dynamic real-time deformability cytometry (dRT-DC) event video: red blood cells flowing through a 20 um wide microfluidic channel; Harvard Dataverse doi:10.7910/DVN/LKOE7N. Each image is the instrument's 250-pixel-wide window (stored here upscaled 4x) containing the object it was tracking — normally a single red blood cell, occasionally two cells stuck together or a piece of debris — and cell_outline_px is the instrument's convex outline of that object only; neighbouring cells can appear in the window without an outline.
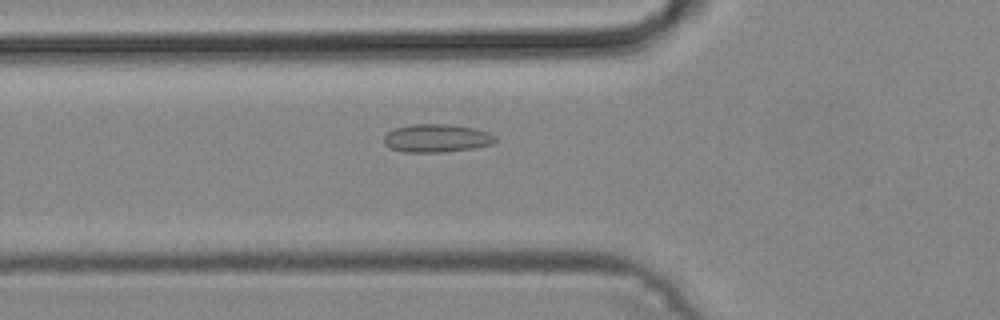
{"species": "common noctule bat (a hibernating species)", "species_latin": "Nyctalus noctula", "temperature_condition": "cold", "stored_images_in_passage": 29, "camera_frame_rate_fps": 3000, "um_per_image_px": 0.085, "animal": {"sex": "male", "body_mass_g": 19.2, "forearm_length_mm": 51.8}, "frame": {"image": 1, "passage_image": 4, "time_ms": 1.0, "image_size_px": [1000, 320], "cell_outline_px": [[500, 140], [492, 144], [472, 148], [440, 152], [400, 152], [388, 148], [384, 144], [384, 136], [388, 132], [396, 128], [408, 124], [448, 124], [476, 128], [488, 132], [496, 136]], "centroid_in_image_um": [37.11, 11.74], "position_along_channel_um": 88.7, "area_um2": 18.5}}
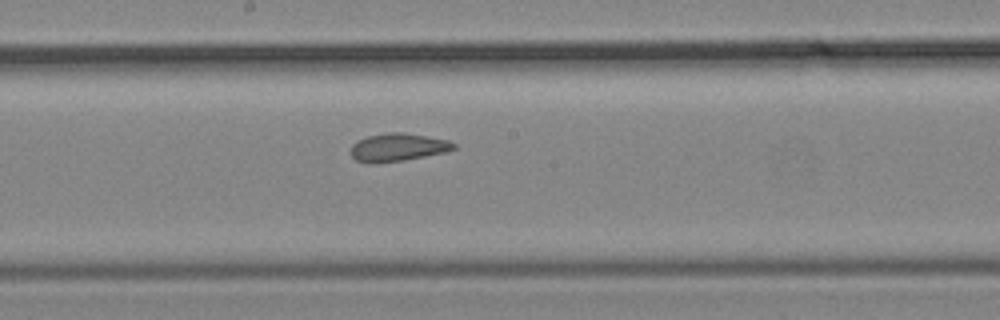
{"frame": {"image": 2, "passage_image": 13, "time_ms": 4.0, "image_size_px": [1000, 320], "cell_outline_px": [[456, 148], [444, 152], [404, 160], [376, 164], [368, 164], [356, 160], [352, 156], [352, 144], [356, 140], [368, 136], [392, 132], [404, 132], [448, 140], [456, 144]], "centroid_in_image_um": [33.79, 12.53], "position_along_channel_um": 214.4, "area_um2": 16.76}}
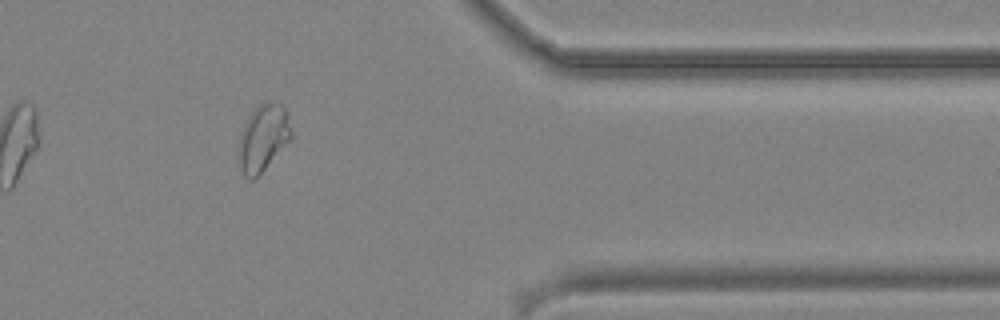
{"frame": {"image": 3, "passage_image": 27, "time_ms": 8.667, "image_size_px": [1000, 320], "cell_outline_px": [[292, 136], [256, 180], [248, 180], [244, 176], [240, 168], [240, 136], [244, 124], [248, 116], [260, 104], [272, 100], [284, 104], [288, 112], [292, 132]], "centroid_in_image_um": [22.4, 11.7], "position_along_channel_um": 389.0, "area_um2": 20.52}}